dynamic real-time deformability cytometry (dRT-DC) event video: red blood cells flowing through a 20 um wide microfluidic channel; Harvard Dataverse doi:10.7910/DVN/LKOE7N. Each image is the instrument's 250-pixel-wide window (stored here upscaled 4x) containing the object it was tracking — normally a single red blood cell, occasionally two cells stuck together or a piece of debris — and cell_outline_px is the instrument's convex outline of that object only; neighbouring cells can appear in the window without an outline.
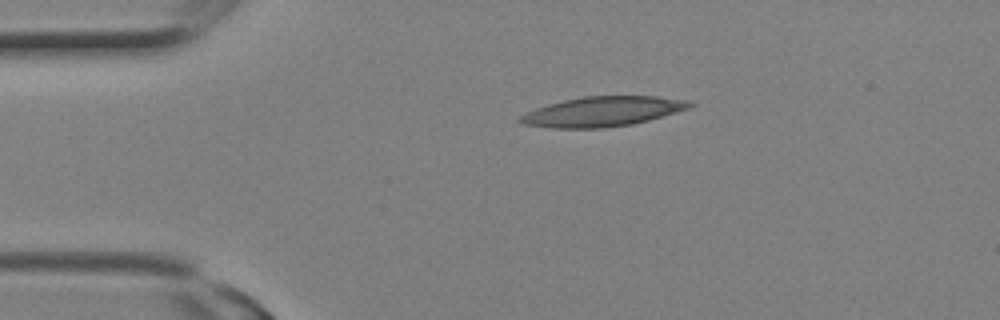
{"species": "Egyptian fruit bat (a non-hibernating species)", "species_latin": "Rousettus aegyptiacus", "temperature_condition": "room temperature", "stored_images_in_passage": 20, "camera_frame_rate_fps": 3000, "um_per_image_px": 0.085, "animal": {"sex": "female"}, "frame": {"image": 1, "passage_image": 1, "time_ms": 0.0, "image_size_px": [1000, 320], "cell_outline_px": [[696, 104], [688, 108], [648, 120], [632, 124], [600, 128], [552, 128], [524, 124], [516, 120], [520, 116], [536, 108], [548, 104], [564, 100], [584, 96], [656, 96], [688, 100]], "centroid_in_image_um": [51.21, 9.47], "position_along_channel_um": 33.8, "area_um2": 29.25}}
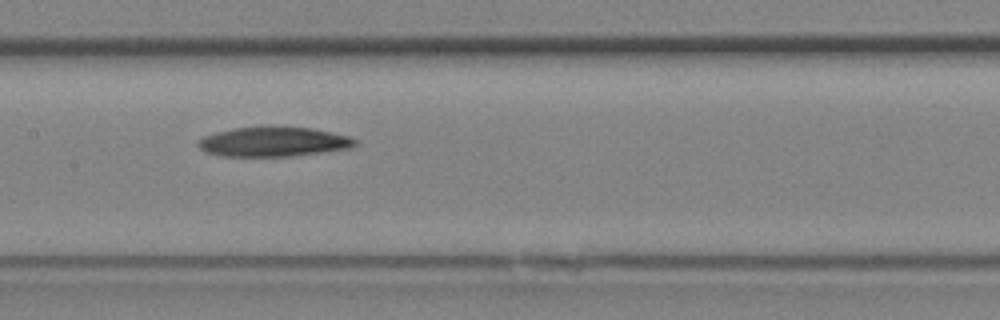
{"frame": {"image": 2, "passage_image": 8, "time_ms": 2.333, "image_size_px": [1000, 320], "cell_outline_px": [[356, 144], [352, 148], [324, 152], [288, 156], [220, 156], [208, 152], [200, 148], [196, 144], [204, 136], [216, 132], [232, 128], [312, 128], [352, 136], [356, 140]], "centroid_in_image_um": [23.29, 12.07], "position_along_channel_um": 184.1, "area_um2": 26.65}}
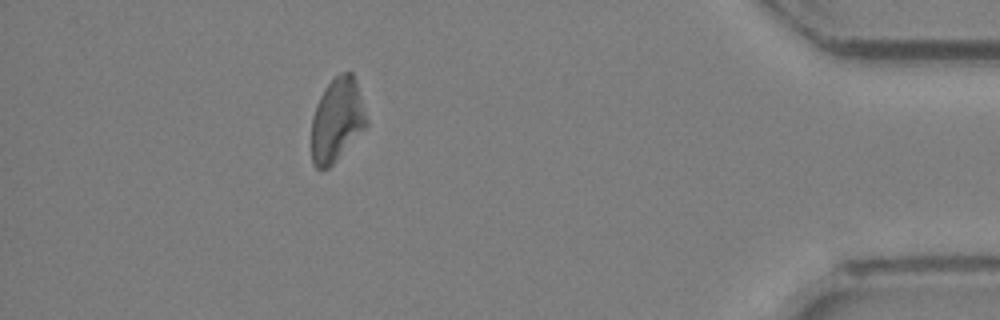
{"frame": {"image": 3, "passage_image": 18, "time_ms": 5.667, "image_size_px": [1000, 320], "cell_outline_px": [[368, 124], [332, 164], [328, 168], [320, 172], [312, 164], [312, 116], [316, 104], [324, 88], [340, 72], [352, 72], [356, 80], [368, 120]], "centroid_in_image_um": [28.62, 10.19], "position_along_channel_um": 406.6, "area_um2": 26.7}}